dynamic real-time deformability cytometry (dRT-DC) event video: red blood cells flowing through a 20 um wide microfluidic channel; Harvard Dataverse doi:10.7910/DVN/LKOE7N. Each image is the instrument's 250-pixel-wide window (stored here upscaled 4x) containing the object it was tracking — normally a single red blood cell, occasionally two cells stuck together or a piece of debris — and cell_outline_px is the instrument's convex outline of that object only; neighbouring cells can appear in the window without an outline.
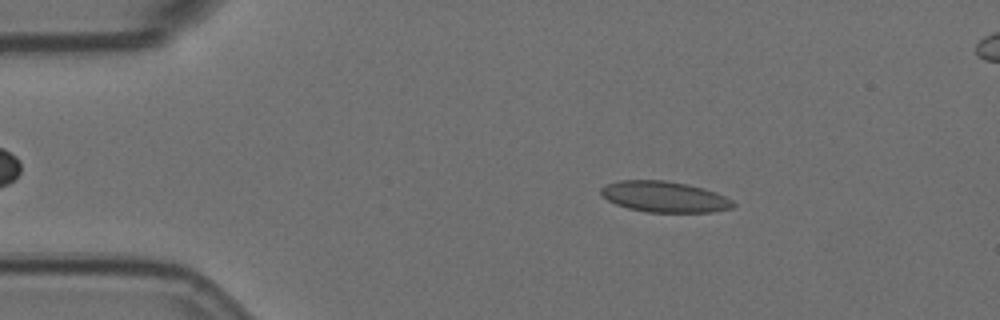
{"species": "Egyptian fruit bat (a non-hibernating species)", "species_latin": "Rousettus aegyptiacus", "temperature_condition": "room temperature", "stored_images_in_passage": 4, "camera_frame_rate_fps": 3000, "um_per_image_px": 0.085, "animal": {"sex": "female"}, "frame": {"image": 1, "passage_image": 1, "time_ms": 0.0, "image_size_px": [1000, 320], "cell_outline_px": [[736, 204], [732, 208], [712, 212], [644, 212], [628, 208], [616, 204], [608, 200], [600, 192], [600, 188], [608, 184], [620, 180], [664, 180], [688, 184], [716, 192], [732, 200]], "centroid_in_image_um": [56.49, 16.73], "position_along_channel_um": 28.5, "area_um2": 23.76}}
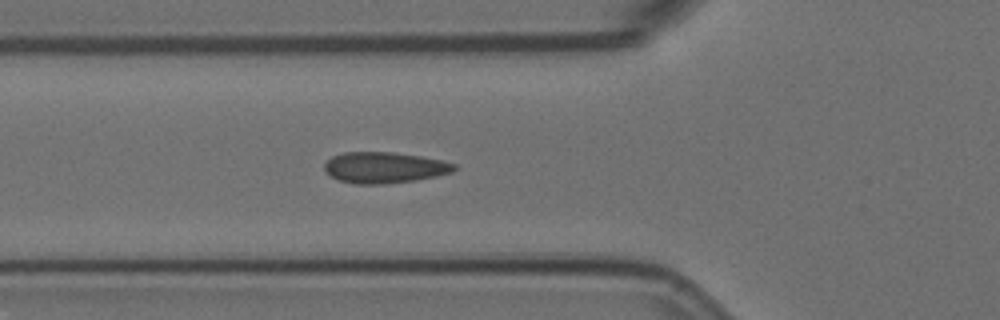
{"frame": {"image": 2, "passage_image": 4, "time_ms": 1.0, "image_size_px": [1000, 320], "cell_outline_px": [[456, 168], [452, 172], [436, 176], [416, 180], [384, 184], [356, 184], [340, 180], [324, 172], [324, 164], [332, 156], [344, 152], [392, 152], [420, 156], [440, 160], [456, 164]], "centroid_in_image_um": [32.65, 14.24], "position_along_channel_um": 93.1, "area_um2": 23.41}}